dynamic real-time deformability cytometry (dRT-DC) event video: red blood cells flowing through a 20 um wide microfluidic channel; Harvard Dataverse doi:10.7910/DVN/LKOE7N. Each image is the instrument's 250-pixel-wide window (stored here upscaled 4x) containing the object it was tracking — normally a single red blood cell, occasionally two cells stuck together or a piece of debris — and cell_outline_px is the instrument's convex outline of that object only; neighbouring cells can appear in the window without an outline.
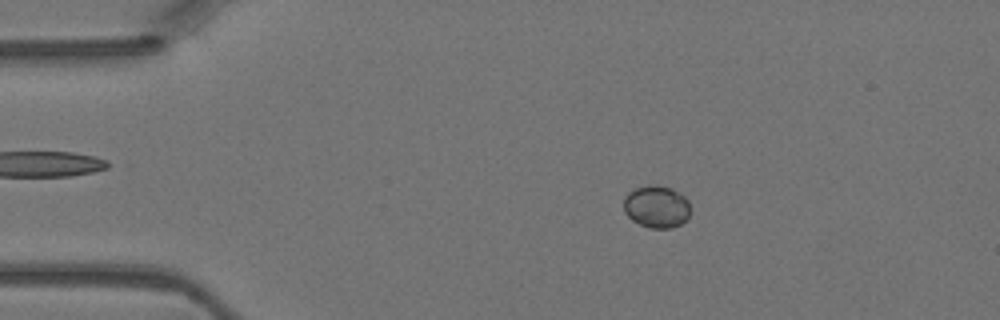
{"species": "Egyptian fruit bat (a non-hibernating species)", "species_latin": "Rousettus aegyptiacus", "temperature_condition": "warm", "stored_images_in_passage": 46, "camera_frame_rate_fps": 3000, "um_per_image_px": 0.085, "animal": {"sex": "female"}, "frame": {"image": 1, "passage_image": 8, "time_ms": 2.333, "image_size_px": [1000, 320], "cell_outline_px": [[688, 216], [680, 224], [672, 228], [648, 228], [632, 220], [624, 212], [624, 196], [628, 192], [636, 188], [648, 184], [652, 184], [672, 188], [684, 196], [688, 200]], "centroid_in_image_um": [55.77, 17.56], "position_along_channel_um": 29.2, "area_um2": 16.42}}
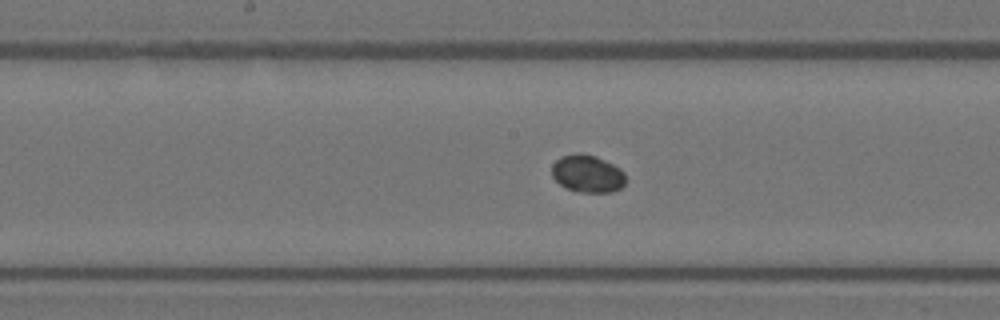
{"frame": {"image": 2, "passage_image": 23, "time_ms": 7.333, "image_size_px": [1000, 320], "cell_outline_px": [[624, 184], [620, 188], [612, 192], [580, 192], [568, 188], [560, 184], [552, 176], [552, 164], [560, 156], [580, 152], [596, 156], [620, 168], [624, 172]], "centroid_in_image_um": [49.92, 14.75], "position_along_channel_um": 198.3, "area_um2": 16.07}}
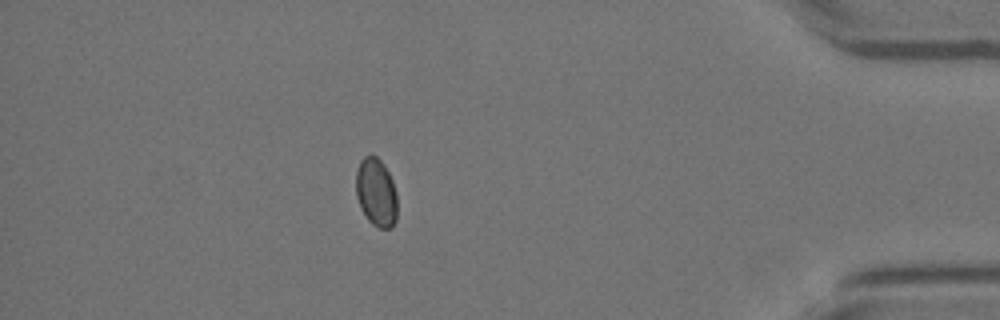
{"frame": {"image": 3, "passage_image": 40, "time_ms": 13.0, "image_size_px": [1000, 320], "cell_outline_px": [[396, 220], [392, 228], [380, 228], [372, 224], [368, 220], [360, 208], [356, 196], [356, 168], [360, 160], [364, 156], [372, 152], [384, 164], [392, 180], [396, 192]], "centroid_in_image_um": [31.95, 16.32], "position_along_channel_um": 403.2, "area_um2": 16.7}}